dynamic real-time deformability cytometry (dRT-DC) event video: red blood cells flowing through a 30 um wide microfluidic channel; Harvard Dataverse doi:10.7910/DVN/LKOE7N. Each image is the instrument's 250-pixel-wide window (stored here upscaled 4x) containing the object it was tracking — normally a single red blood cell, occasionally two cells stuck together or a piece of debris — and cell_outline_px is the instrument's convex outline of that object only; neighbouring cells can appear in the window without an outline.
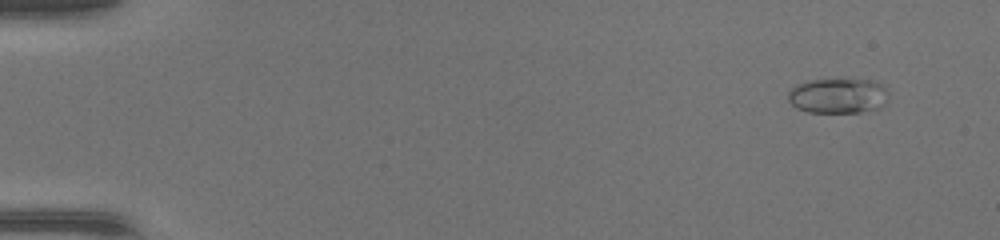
{"species": "common noctule bat (a hibernating species)", "species_latin": "Nyctalus noctula", "temperature_condition": "warm", "stored_images_in_passage": 47, "camera_frame_rate_fps": 3000, "um_per_image_px": 0.085, "animal": {"sex": "female", "body_mass_g": 17.0, "forearm_length_mm": 48.0}, "frame": {"image": 1, "passage_image": 4, "time_ms": 1.0, "image_size_px": [1000, 240], "cell_outline_px": [[888, 100], [880, 108], [860, 112], [808, 112], [796, 108], [788, 100], [788, 92], [796, 84], [808, 80], [848, 76], [872, 80], [888, 88]], "centroid_in_image_um": [71.26, 8.08], "position_along_channel_um": 13.7, "area_um2": 21.56}}
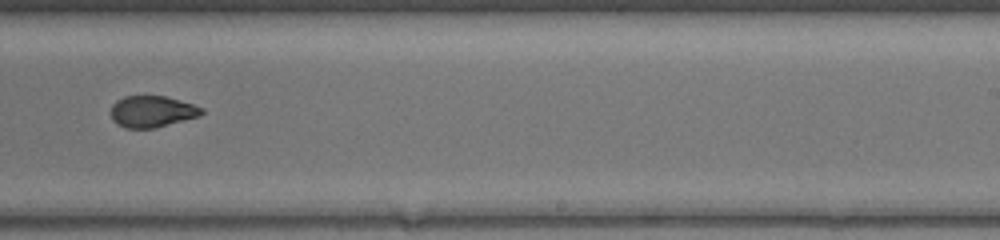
{"frame": {"image": 2, "passage_image": 31, "time_ms": 10.0, "image_size_px": [1000, 240], "cell_outline_px": [[204, 112], [200, 116], [156, 128], [124, 128], [116, 124], [112, 120], [112, 104], [116, 100], [124, 96], [164, 96], [192, 104], [204, 108]], "centroid_in_image_um": [12.92, 9.49], "position_along_channel_um": 276.1, "area_um2": 16.7}}
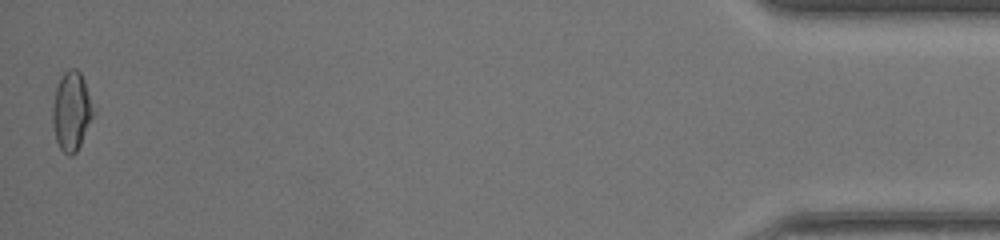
{"frame": {"image": 3, "passage_image": 47, "time_ms": 15.333, "image_size_px": [1000, 240], "cell_outline_px": [[96, 112], [76, 152], [72, 156], [68, 156], [60, 148], [56, 140], [52, 124], [52, 108], [56, 88], [60, 76], [68, 68], [76, 68], [80, 72], [84, 80]], "centroid_in_image_um": [6.08, 9.44], "position_along_channel_um": 429.1, "area_um2": 18.96}}